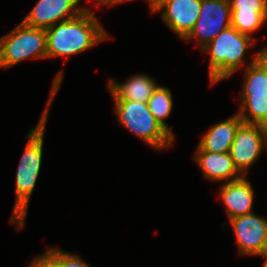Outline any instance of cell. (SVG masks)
<instances>
[{
  "label": "cell",
  "mask_w": 267,
  "mask_h": 267,
  "mask_svg": "<svg viewBox=\"0 0 267 267\" xmlns=\"http://www.w3.org/2000/svg\"><path fill=\"white\" fill-rule=\"evenodd\" d=\"M94 1H96V6L98 7L102 6V4L111 7V6L119 5L124 2H129L132 0H94Z\"/></svg>",
  "instance_id": "obj_20"
},
{
  "label": "cell",
  "mask_w": 267,
  "mask_h": 267,
  "mask_svg": "<svg viewBox=\"0 0 267 267\" xmlns=\"http://www.w3.org/2000/svg\"><path fill=\"white\" fill-rule=\"evenodd\" d=\"M147 105L155 119L175 138L174 132L165 123V119L171 115L174 105L171 91L164 86L158 85L148 99Z\"/></svg>",
  "instance_id": "obj_17"
},
{
  "label": "cell",
  "mask_w": 267,
  "mask_h": 267,
  "mask_svg": "<svg viewBox=\"0 0 267 267\" xmlns=\"http://www.w3.org/2000/svg\"><path fill=\"white\" fill-rule=\"evenodd\" d=\"M267 146V127L242 123L235 134L230 155L237 171L245 176Z\"/></svg>",
  "instance_id": "obj_8"
},
{
  "label": "cell",
  "mask_w": 267,
  "mask_h": 267,
  "mask_svg": "<svg viewBox=\"0 0 267 267\" xmlns=\"http://www.w3.org/2000/svg\"><path fill=\"white\" fill-rule=\"evenodd\" d=\"M250 183L245 176H242L237 180L221 184L218 195L225 205L228 219L253 212L254 189Z\"/></svg>",
  "instance_id": "obj_13"
},
{
  "label": "cell",
  "mask_w": 267,
  "mask_h": 267,
  "mask_svg": "<svg viewBox=\"0 0 267 267\" xmlns=\"http://www.w3.org/2000/svg\"><path fill=\"white\" fill-rule=\"evenodd\" d=\"M237 112L243 123L267 127V58L257 51L246 65Z\"/></svg>",
  "instance_id": "obj_4"
},
{
  "label": "cell",
  "mask_w": 267,
  "mask_h": 267,
  "mask_svg": "<svg viewBox=\"0 0 267 267\" xmlns=\"http://www.w3.org/2000/svg\"><path fill=\"white\" fill-rule=\"evenodd\" d=\"M28 58H48L46 31L27 26L21 21L13 30L0 37V68L13 67Z\"/></svg>",
  "instance_id": "obj_6"
},
{
  "label": "cell",
  "mask_w": 267,
  "mask_h": 267,
  "mask_svg": "<svg viewBox=\"0 0 267 267\" xmlns=\"http://www.w3.org/2000/svg\"><path fill=\"white\" fill-rule=\"evenodd\" d=\"M45 31L48 58H71L109 38L91 9L75 18L56 23Z\"/></svg>",
  "instance_id": "obj_2"
},
{
  "label": "cell",
  "mask_w": 267,
  "mask_h": 267,
  "mask_svg": "<svg viewBox=\"0 0 267 267\" xmlns=\"http://www.w3.org/2000/svg\"><path fill=\"white\" fill-rule=\"evenodd\" d=\"M28 267H61V248L48 247L43 254L35 257Z\"/></svg>",
  "instance_id": "obj_18"
},
{
  "label": "cell",
  "mask_w": 267,
  "mask_h": 267,
  "mask_svg": "<svg viewBox=\"0 0 267 267\" xmlns=\"http://www.w3.org/2000/svg\"><path fill=\"white\" fill-rule=\"evenodd\" d=\"M61 267H91L75 253L61 250Z\"/></svg>",
  "instance_id": "obj_19"
},
{
  "label": "cell",
  "mask_w": 267,
  "mask_h": 267,
  "mask_svg": "<svg viewBox=\"0 0 267 267\" xmlns=\"http://www.w3.org/2000/svg\"><path fill=\"white\" fill-rule=\"evenodd\" d=\"M260 256L265 257V261H264L263 267H267V253H265L263 255H260Z\"/></svg>",
  "instance_id": "obj_23"
},
{
  "label": "cell",
  "mask_w": 267,
  "mask_h": 267,
  "mask_svg": "<svg viewBox=\"0 0 267 267\" xmlns=\"http://www.w3.org/2000/svg\"><path fill=\"white\" fill-rule=\"evenodd\" d=\"M231 26L240 33L253 37L267 22V0H229Z\"/></svg>",
  "instance_id": "obj_12"
},
{
  "label": "cell",
  "mask_w": 267,
  "mask_h": 267,
  "mask_svg": "<svg viewBox=\"0 0 267 267\" xmlns=\"http://www.w3.org/2000/svg\"><path fill=\"white\" fill-rule=\"evenodd\" d=\"M194 160L207 180L215 182H230L237 180L242 175L237 171L230 152L213 153L204 151L199 145L194 154Z\"/></svg>",
  "instance_id": "obj_14"
},
{
  "label": "cell",
  "mask_w": 267,
  "mask_h": 267,
  "mask_svg": "<svg viewBox=\"0 0 267 267\" xmlns=\"http://www.w3.org/2000/svg\"><path fill=\"white\" fill-rule=\"evenodd\" d=\"M81 0H38L22 22L30 27L48 29L56 23L79 16L89 7L79 6Z\"/></svg>",
  "instance_id": "obj_10"
},
{
  "label": "cell",
  "mask_w": 267,
  "mask_h": 267,
  "mask_svg": "<svg viewBox=\"0 0 267 267\" xmlns=\"http://www.w3.org/2000/svg\"><path fill=\"white\" fill-rule=\"evenodd\" d=\"M115 114L122 126L156 150H165L175 138L155 119L147 102L113 100Z\"/></svg>",
  "instance_id": "obj_5"
},
{
  "label": "cell",
  "mask_w": 267,
  "mask_h": 267,
  "mask_svg": "<svg viewBox=\"0 0 267 267\" xmlns=\"http://www.w3.org/2000/svg\"><path fill=\"white\" fill-rule=\"evenodd\" d=\"M201 8V0H163L151 13L161 12L165 25L184 40L197 22Z\"/></svg>",
  "instance_id": "obj_11"
},
{
  "label": "cell",
  "mask_w": 267,
  "mask_h": 267,
  "mask_svg": "<svg viewBox=\"0 0 267 267\" xmlns=\"http://www.w3.org/2000/svg\"><path fill=\"white\" fill-rule=\"evenodd\" d=\"M231 26L229 0H201L199 18L184 41L196 39L201 50L220 32Z\"/></svg>",
  "instance_id": "obj_7"
},
{
  "label": "cell",
  "mask_w": 267,
  "mask_h": 267,
  "mask_svg": "<svg viewBox=\"0 0 267 267\" xmlns=\"http://www.w3.org/2000/svg\"><path fill=\"white\" fill-rule=\"evenodd\" d=\"M234 231L238 254L260 256L267 253V218L254 212L229 219Z\"/></svg>",
  "instance_id": "obj_9"
},
{
  "label": "cell",
  "mask_w": 267,
  "mask_h": 267,
  "mask_svg": "<svg viewBox=\"0 0 267 267\" xmlns=\"http://www.w3.org/2000/svg\"><path fill=\"white\" fill-rule=\"evenodd\" d=\"M242 123L243 121L238 113H235L229 117V119L220 121L211 126L206 134L201 137L198 145L204 151L213 153L230 152L237 129Z\"/></svg>",
  "instance_id": "obj_15"
},
{
  "label": "cell",
  "mask_w": 267,
  "mask_h": 267,
  "mask_svg": "<svg viewBox=\"0 0 267 267\" xmlns=\"http://www.w3.org/2000/svg\"><path fill=\"white\" fill-rule=\"evenodd\" d=\"M113 100H132L135 102H147L158 86V83L146 74L131 76L124 83L109 79L107 85Z\"/></svg>",
  "instance_id": "obj_16"
},
{
  "label": "cell",
  "mask_w": 267,
  "mask_h": 267,
  "mask_svg": "<svg viewBox=\"0 0 267 267\" xmlns=\"http://www.w3.org/2000/svg\"><path fill=\"white\" fill-rule=\"evenodd\" d=\"M151 11L163 0H148Z\"/></svg>",
  "instance_id": "obj_21"
},
{
  "label": "cell",
  "mask_w": 267,
  "mask_h": 267,
  "mask_svg": "<svg viewBox=\"0 0 267 267\" xmlns=\"http://www.w3.org/2000/svg\"><path fill=\"white\" fill-rule=\"evenodd\" d=\"M63 73L64 71L61 70L54 77L51 84L50 96L38 125L36 128H31L26 135L27 143L20 158L15 178L16 198L14 209L9 219L10 223L16 226L18 231L25 227L28 204L41 170L44 132L48 119V111L54 96L60 89L64 76Z\"/></svg>",
  "instance_id": "obj_1"
},
{
  "label": "cell",
  "mask_w": 267,
  "mask_h": 267,
  "mask_svg": "<svg viewBox=\"0 0 267 267\" xmlns=\"http://www.w3.org/2000/svg\"><path fill=\"white\" fill-rule=\"evenodd\" d=\"M262 55L267 58V46H264L262 49Z\"/></svg>",
  "instance_id": "obj_22"
},
{
  "label": "cell",
  "mask_w": 267,
  "mask_h": 267,
  "mask_svg": "<svg viewBox=\"0 0 267 267\" xmlns=\"http://www.w3.org/2000/svg\"><path fill=\"white\" fill-rule=\"evenodd\" d=\"M254 38L230 26L220 32L202 52L210 55L209 79L214 85L232 77L244 65L245 54L255 44Z\"/></svg>",
  "instance_id": "obj_3"
}]
</instances>
